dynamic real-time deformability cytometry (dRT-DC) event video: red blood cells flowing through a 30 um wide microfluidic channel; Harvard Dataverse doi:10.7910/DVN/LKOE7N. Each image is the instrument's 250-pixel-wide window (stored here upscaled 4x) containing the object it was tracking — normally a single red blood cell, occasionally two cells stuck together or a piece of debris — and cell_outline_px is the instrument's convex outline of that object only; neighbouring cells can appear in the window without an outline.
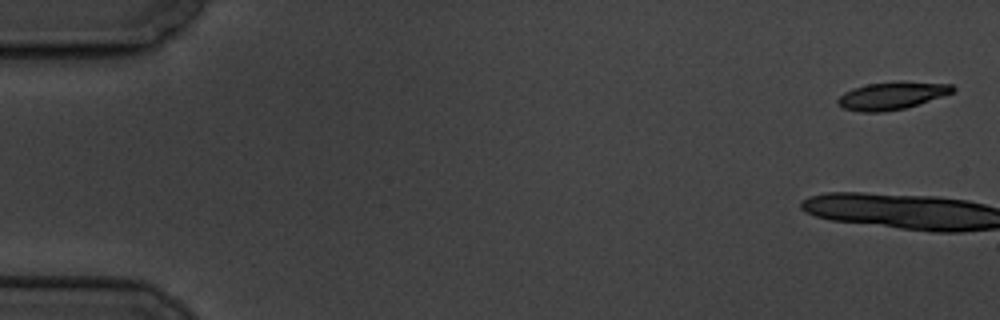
{"species": "common noctule bat (a hibernating species)", "species_latin": "Nyctalus noctula", "temperature_condition": "cold", "stored_images_in_passage": 6, "camera_frame_rate_fps": 3000, "um_per_image_px": 0.085, "animal": {"sex": "male", "body_mass_g": 19.5, "forearm_length_mm": 54.6}, "frame": {"image": 1, "passage_image": 1, "time_ms": 0.0, "image_size_px": [1000, 320], "cell_outline_px": [[956, 88], [952, 92], [904, 108], [884, 112], [860, 112], [844, 108], [836, 104], [836, 100], [844, 92], [852, 88], [868, 84], [900, 80], [952, 84]], "centroid_in_image_um": [75.76, 8.11], "position_along_channel_um": 9.2, "area_um2": 18.5}}